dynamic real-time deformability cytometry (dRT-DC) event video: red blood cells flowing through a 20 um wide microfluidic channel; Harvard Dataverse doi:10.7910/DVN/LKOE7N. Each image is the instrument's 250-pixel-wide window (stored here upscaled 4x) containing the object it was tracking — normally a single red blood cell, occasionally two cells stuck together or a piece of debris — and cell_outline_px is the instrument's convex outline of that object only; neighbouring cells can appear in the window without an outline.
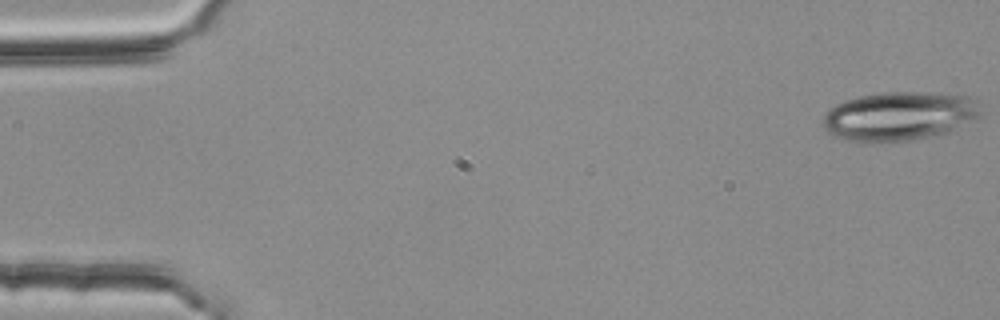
{"species": "common noctule bat (a hibernating species)", "species_latin": "Nyctalus noctula", "temperature_condition": "room temperature", "stored_images_in_passage": 54, "camera_frame_rate_fps": 3000, "um_per_image_px": 0.085, "animal": {"sex": "female", "body_mass_g": 25.1}, "frame": {"image": 1, "passage_image": 1, "time_ms": 0.0, "image_size_px": [1000, 320], "cell_outline_px": [[980, 116], [940, 136], [884, 144], [868, 144], [848, 140], [836, 136], [828, 132], [820, 124], [820, 120], [824, 112], [828, 108], [844, 100], [860, 96], [880, 92], [936, 92], [968, 96], [980, 100]], "centroid_in_image_um": [76.41, 9.89], "position_along_channel_um": 8.6, "area_um2": 46.41}}
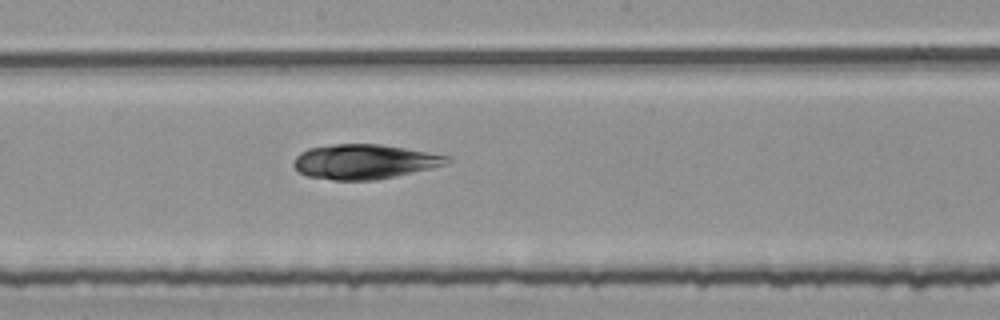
{"frame": {"image": 2, "passage_image": 29, "time_ms": 9.333, "image_size_px": [1000, 320], "cell_outline_px": [[452, 160], [448, 164], [432, 168], [396, 176], [376, 180], [332, 180], [308, 176], [300, 172], [292, 164], [292, 160], [300, 152], [308, 148], [332, 144], [380, 144], [452, 156]], "centroid_in_image_um": [30.99, 13.74], "position_along_channel_um": 217.2, "area_um2": 31.21}}
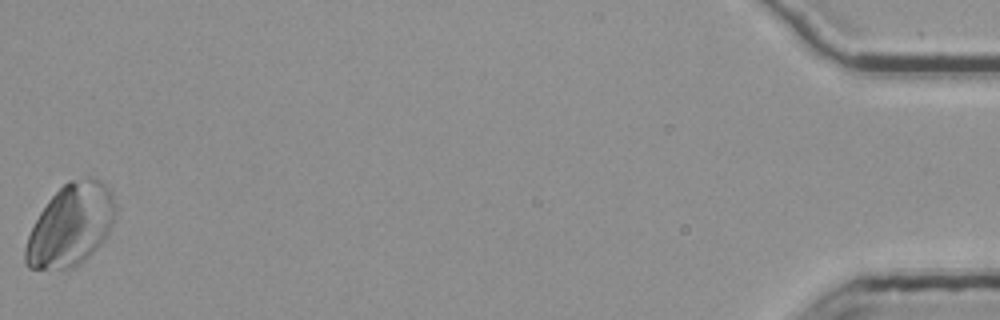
{"frame": {"image": 3, "passage_image": 54, "time_ms": 17.667, "image_size_px": [1000, 320], "cell_outline_px": [[116, 216], [104, 240], [84, 260], [68, 268], [28, 268], [24, 260], [24, 248], [28, 236], [40, 212], [48, 200], [68, 180], [92, 176], [96, 176], [112, 192], [116, 204]], "centroid_in_image_um": [6.03, 19.09], "position_along_channel_um": 429.2, "area_um2": 42.77}}